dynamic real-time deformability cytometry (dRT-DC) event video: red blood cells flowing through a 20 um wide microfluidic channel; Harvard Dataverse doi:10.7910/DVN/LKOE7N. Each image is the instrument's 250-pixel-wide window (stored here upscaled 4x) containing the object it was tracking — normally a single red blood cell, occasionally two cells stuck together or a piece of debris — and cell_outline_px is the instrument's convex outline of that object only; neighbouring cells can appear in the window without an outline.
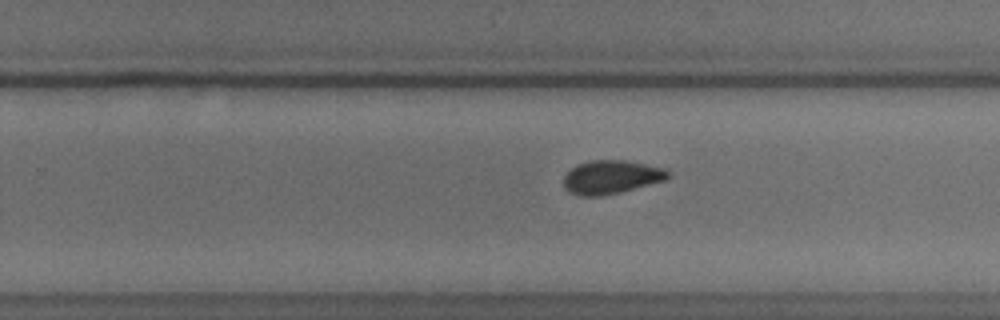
{"species": "common noctule bat (a hibernating species)", "species_latin": "Nyctalus noctula", "temperature_condition": "cold", "stored_images_in_passage": 34, "camera_frame_rate_fps": 3000, "um_per_image_px": 0.085, "animal": {"sex": "male", "body_mass_g": 18.8}, "frame": {"image": 1, "passage_image": 19, "time_ms": 6.0, "image_size_px": [1000, 320], "cell_outline_px": [[672, 176], [664, 180], [620, 192], [600, 196], [576, 196], [568, 192], [564, 188], [564, 176], [576, 164], [592, 160], [624, 160], [664, 168]], "centroid_in_image_um": [51.91, 15.06], "position_along_channel_um": 277.9, "area_um2": 20.35}, "authors_computed_cell_mechanics": {"area_um2": 20.3745, "velocity_mm_per_s": 3.7345, "shape_relaxation_time_tau1_ms": 8.8491, "shape_relaxation_time_tau2_ms": 2.1127, "deformation_change_tau1": 0.1459, "deformation_change_tau2": 0.0713}}